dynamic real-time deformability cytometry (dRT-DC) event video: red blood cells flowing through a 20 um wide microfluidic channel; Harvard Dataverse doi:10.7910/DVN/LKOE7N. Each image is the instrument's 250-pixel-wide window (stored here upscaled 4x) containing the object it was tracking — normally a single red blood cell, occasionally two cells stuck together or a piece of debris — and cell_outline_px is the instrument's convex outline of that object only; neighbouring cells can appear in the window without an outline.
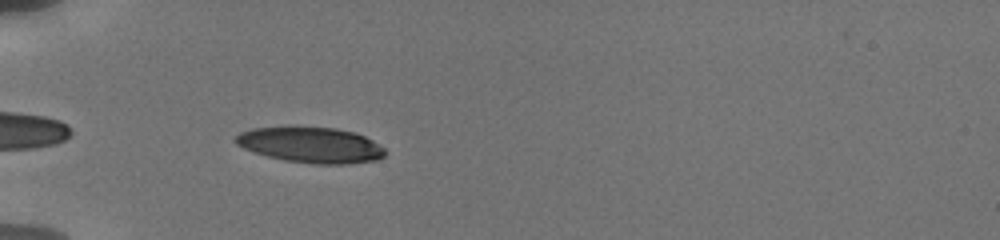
{"species": "human", "species_latin": "Homo sapiens", "temperature_condition": "cold", "stored_images_in_passage": 21, "camera_frame_rate_fps": 3000, "um_per_image_px": 0.085, "donor": {"sex": "male"}, "frame": {"image": 1, "passage_image": 2, "time_ms": 0.333, "image_size_px": [1000, 240], "cell_outline_px": [[388, 152], [384, 156], [376, 160], [348, 164], [316, 164], [284, 160], [268, 156], [244, 148], [236, 144], [232, 140], [240, 132], [252, 128], [296, 124], [336, 128], [356, 132], [380, 144]], "centroid_in_image_um": [26.41, 12.28], "position_along_channel_um": 58.6, "area_um2": 32.02}}
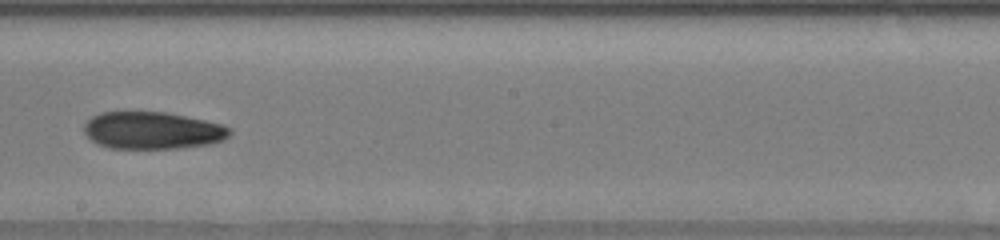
{"frame": {"image": 2, "passage_image": 12, "time_ms": 5.333, "image_size_px": [1000, 240], "cell_outline_px": [[232, 132], [224, 140], [208, 144], [180, 148], [108, 148], [92, 140], [84, 132], [84, 124], [92, 116], [100, 112], [164, 112], [224, 124], [232, 128]], "centroid_in_image_um": [12.98, 11.09], "position_along_channel_um": 235.2, "area_um2": 31.56}}
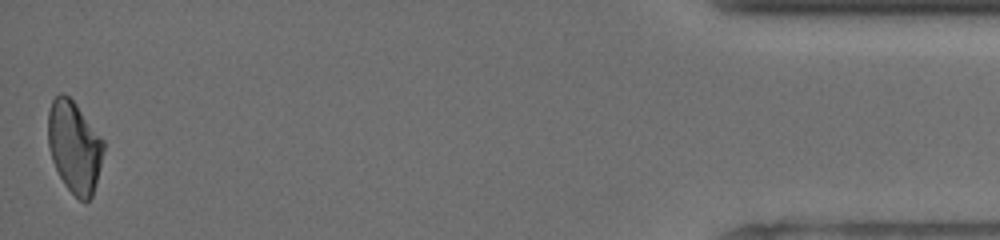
{"frame": {"image": 3, "passage_image": 21, "time_ms": 12.333, "image_size_px": [1000, 240], "cell_outline_px": [[104, 148], [92, 196], [84, 204], [64, 184], [52, 160], [48, 144], [48, 112], [52, 100], [60, 92], [64, 92], [76, 104], [104, 140]], "centroid_in_image_um": [6.3, 12.46], "position_along_channel_um": 428.9, "area_um2": 29.36}}